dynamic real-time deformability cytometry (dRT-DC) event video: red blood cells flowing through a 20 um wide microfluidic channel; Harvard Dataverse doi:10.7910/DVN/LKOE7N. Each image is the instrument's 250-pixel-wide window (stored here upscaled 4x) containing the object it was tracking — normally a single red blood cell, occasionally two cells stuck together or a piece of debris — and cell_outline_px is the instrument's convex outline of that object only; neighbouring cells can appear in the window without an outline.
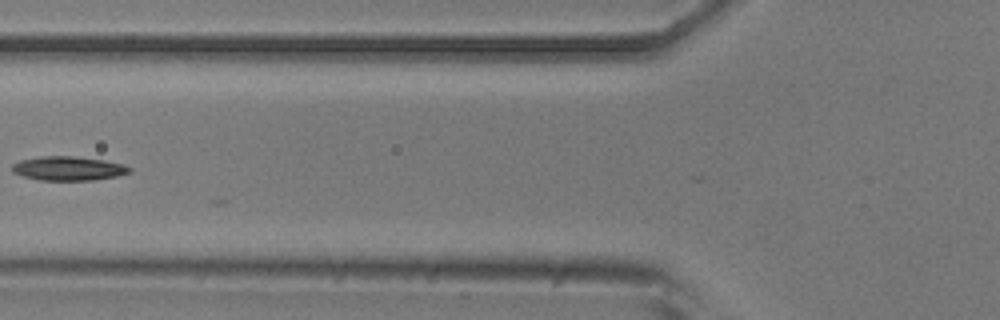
{"species": "common noctule bat (a hibernating species)", "species_latin": "Nyctalus noctula", "temperature_condition": "room temperature", "stored_images_in_passage": 7, "camera_frame_rate_fps": 3000, "um_per_image_px": 0.085, "animal": {"sex": "male", "body_mass_g": 20.5, "forearm_length_mm": 52.5}, "frame": {"image": 1, "passage_image": 7, "time_ms": 6.667, "image_size_px": [1000, 320], "cell_outline_px": [[132, 172], [116, 176], [96, 180], [40, 180], [24, 176], [12, 172], [12, 164], [20, 160], [40, 156], [76, 156], [104, 160], [124, 164], [132, 168]], "centroid_in_image_um": [5.84, 14.31], "position_along_channel_um": 120.0, "area_um2": 16.59}}